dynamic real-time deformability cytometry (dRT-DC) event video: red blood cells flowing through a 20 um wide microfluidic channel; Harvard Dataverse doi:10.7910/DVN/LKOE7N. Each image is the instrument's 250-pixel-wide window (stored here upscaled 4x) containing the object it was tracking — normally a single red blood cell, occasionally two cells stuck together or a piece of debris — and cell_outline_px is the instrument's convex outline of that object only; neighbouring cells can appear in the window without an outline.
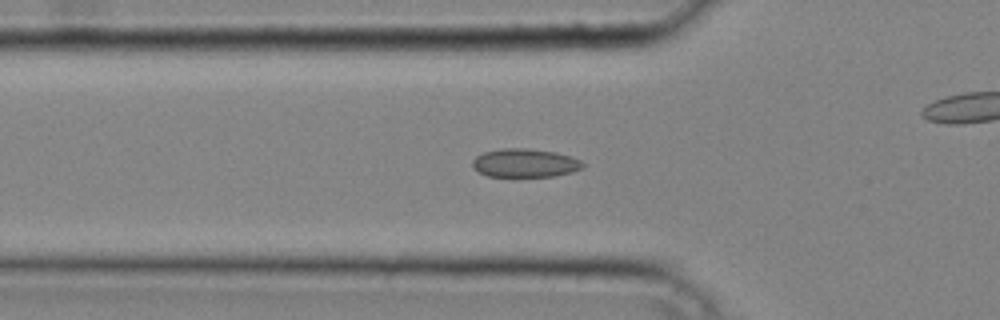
{"species": "common noctule bat (a hibernating species)", "species_latin": "Nyctalus noctula", "temperature_condition": "cold", "stored_images_in_passage": 30, "camera_frame_rate_fps": 3000, "um_per_image_px": 0.085, "animal": {"sex": "male", "body_mass_g": 20.4}, "frame": {"image": 1, "passage_image": 10, "time_ms": 3.0, "image_size_px": [1000, 320], "cell_outline_px": [[584, 168], [572, 172], [556, 176], [488, 176], [472, 168], [472, 160], [476, 156], [484, 152], [504, 148], [528, 148], [556, 152], [572, 156], [580, 160], [584, 164]], "centroid_in_image_um": [44.64, 13.85], "position_along_channel_um": 81.2, "area_um2": 18.44}}
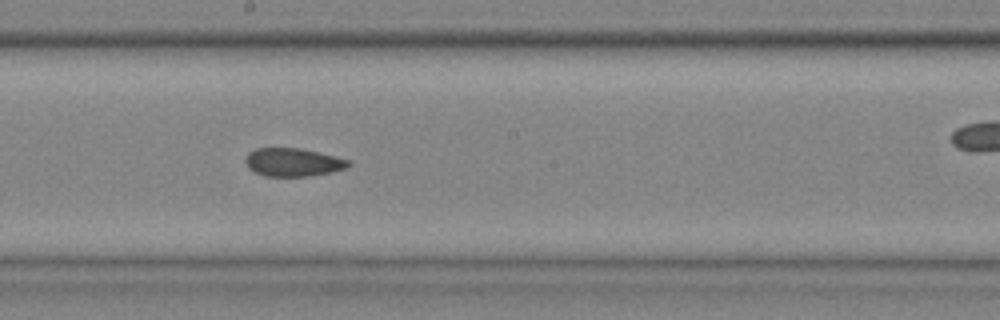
{"frame": {"image": 2, "passage_image": 19, "time_ms": 6.0, "image_size_px": [1000, 320], "cell_outline_px": [[352, 164], [344, 168], [332, 172], [308, 176], [264, 176], [248, 168], [244, 160], [248, 152], [256, 148], [300, 148], [336, 156], [348, 160]], "centroid_in_image_um": [24.88, 13.78], "position_along_channel_um": 223.3, "area_um2": 16.94}}
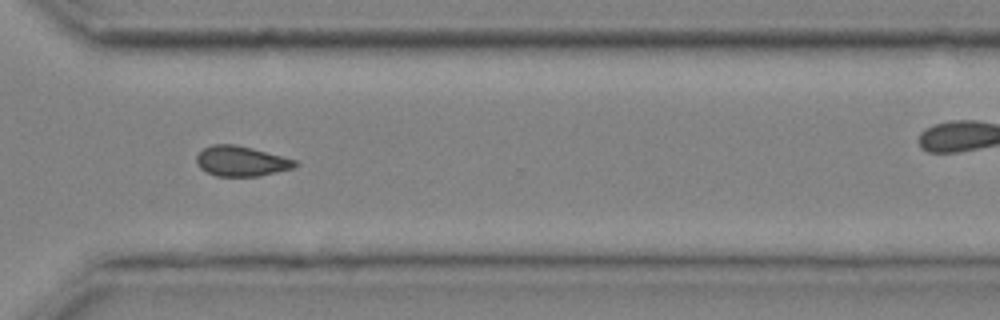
{"frame": {"image": 3, "passage_image": 27, "time_ms": 8.667, "image_size_px": [1000, 320], "cell_outline_px": [[300, 164], [292, 168], [260, 176], [216, 176], [200, 168], [196, 160], [196, 156], [204, 148], [212, 144], [236, 144], [252, 148], [296, 160]], "centroid_in_image_um": [20.5, 13.69], "position_along_channel_um": 350.1, "area_um2": 17.22}}